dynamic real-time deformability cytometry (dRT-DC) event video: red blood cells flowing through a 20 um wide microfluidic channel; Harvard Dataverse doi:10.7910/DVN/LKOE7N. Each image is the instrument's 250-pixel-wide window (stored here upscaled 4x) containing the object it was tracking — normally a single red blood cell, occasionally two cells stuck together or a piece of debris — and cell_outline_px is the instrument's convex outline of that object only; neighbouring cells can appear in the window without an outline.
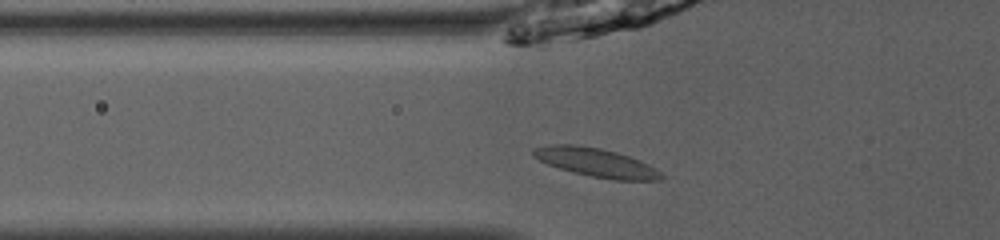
{"species": "common noctule bat (a hibernating species)", "species_latin": "Nyctalus noctula", "temperature_condition": "room temperature", "stored_images_in_passage": 26, "camera_frame_rate_fps": 3000, "um_per_image_px": 0.085, "animal": {"sex": "male", "body_mass_g": 13.0, "forearm_length_mm": 53.1}, "frame": {"image": 1, "passage_image": 3, "time_ms": 0.667, "image_size_px": [1000, 240], "cell_outline_px": [[664, 180], [616, 180], [592, 176], [572, 172], [548, 164], [532, 156], [532, 148], [548, 144], [576, 144], [600, 148], [616, 152], [640, 160], [656, 168], [664, 176]], "centroid_in_image_um": [50.66, 13.8], "position_along_channel_um": 75.1, "area_um2": 21.44}}
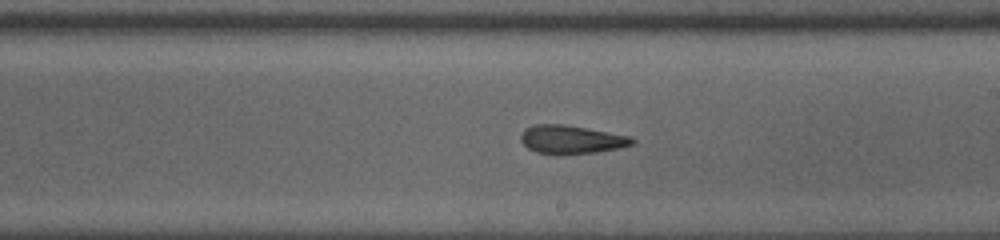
{"frame": {"image": 2, "passage_image": 15, "time_ms": 4.667, "image_size_px": [1000, 240], "cell_outline_px": [[636, 140], [632, 144], [620, 148], [596, 152], [536, 152], [528, 148], [520, 140], [520, 136], [524, 128], [536, 124], [564, 124], [632, 136]], "centroid_in_image_um": [48.58, 11.82], "position_along_channel_um": 240.4, "area_um2": 17.98}}
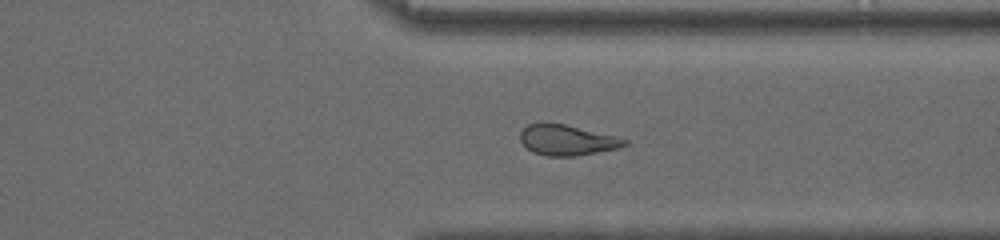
{"frame": {"image": 3, "passage_image": 24, "time_ms": 7.667, "image_size_px": [1000, 240], "cell_outline_px": [[628, 144], [620, 148], [576, 156], [548, 156], [532, 152], [520, 140], [520, 132], [528, 124], [540, 120], [548, 120], [616, 136], [628, 140]], "centroid_in_image_um": [48.17, 11.87], "position_along_channel_um": 363.2, "area_um2": 19.02}}